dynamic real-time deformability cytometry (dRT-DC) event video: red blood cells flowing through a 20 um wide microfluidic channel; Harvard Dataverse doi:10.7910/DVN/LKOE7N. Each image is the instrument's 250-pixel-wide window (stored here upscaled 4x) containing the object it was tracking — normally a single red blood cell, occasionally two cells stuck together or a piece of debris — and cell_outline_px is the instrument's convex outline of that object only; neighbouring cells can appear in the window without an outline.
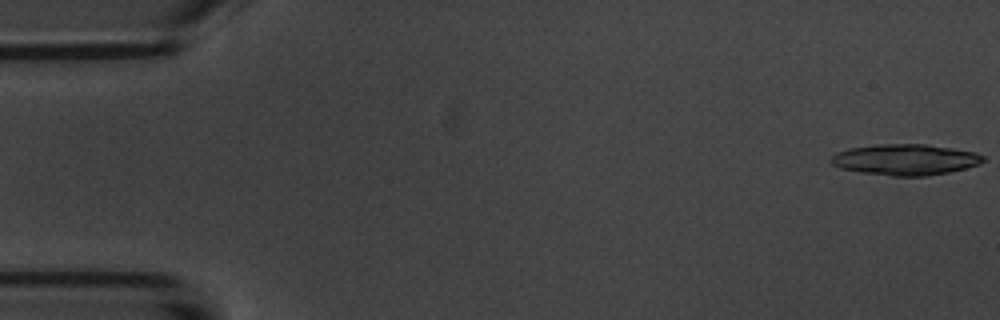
{"species": "common noctule bat (a hibernating species)", "species_latin": "Nyctalus noctula", "temperature_condition": "room temperature", "stored_images_in_passage": 30, "camera_frame_rate_fps": 3000, "um_per_image_px": 0.085, "animal": {"sex": "male", "body_mass_g": 20.1, "forearm_length_mm": 53.5}, "frame": {"image": 1, "passage_image": 1, "time_ms": 0.0, "image_size_px": [1000, 320], "cell_outline_px": [[984, 160], [980, 164], [948, 172], [928, 176], [892, 176], [860, 172], [840, 168], [832, 164], [832, 156], [836, 152], [848, 148], [876, 144], [924, 144], [952, 148], [976, 152], [984, 156]], "centroid_in_image_um": [76.94, 13.56], "position_along_channel_um": 8.1, "area_um2": 27.46}}